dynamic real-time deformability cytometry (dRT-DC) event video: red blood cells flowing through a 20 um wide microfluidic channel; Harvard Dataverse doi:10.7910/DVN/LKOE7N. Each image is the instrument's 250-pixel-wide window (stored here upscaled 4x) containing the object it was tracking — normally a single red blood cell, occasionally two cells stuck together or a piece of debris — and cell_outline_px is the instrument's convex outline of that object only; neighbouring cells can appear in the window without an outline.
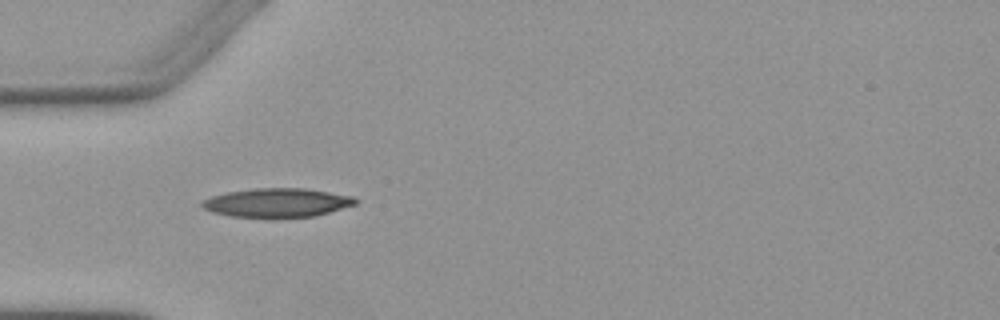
{"species": "Egyptian fruit bat (a non-hibernating species)", "species_latin": "Rousettus aegyptiacus", "temperature_condition": "warm", "stored_images_in_passage": 2, "camera_frame_rate_fps": 3000, "um_per_image_px": 0.085, "animal": {"sex": "female"}, "frame": {"image": 1, "passage_image": 2, "time_ms": 1.667, "image_size_px": [1000, 320], "cell_outline_px": [[360, 200], [356, 204], [316, 216], [272, 220], [268, 220], [232, 216], [212, 212], [204, 208], [200, 204], [200, 200], [212, 196], [228, 192], [256, 188], [304, 188], [352, 196]], "centroid_in_image_um": [23.54, 17.27], "position_along_channel_um": 61.5, "area_um2": 26.65}}